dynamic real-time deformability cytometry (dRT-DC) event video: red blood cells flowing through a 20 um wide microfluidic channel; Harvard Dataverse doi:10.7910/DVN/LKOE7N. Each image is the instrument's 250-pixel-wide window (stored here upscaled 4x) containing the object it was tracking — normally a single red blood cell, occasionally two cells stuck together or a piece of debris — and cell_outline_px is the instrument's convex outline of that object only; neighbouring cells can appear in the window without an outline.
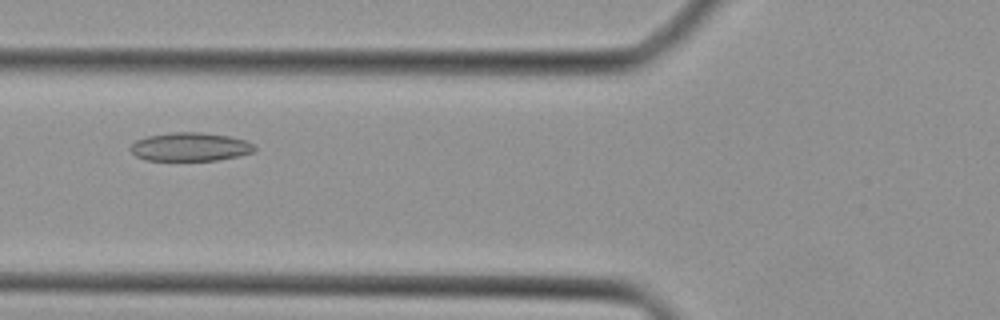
{"species": "Egyptian fruit bat (a non-hibernating species)", "species_latin": "Rousettus aegyptiacus", "temperature_condition": "cold", "stored_images_in_passage": 6, "camera_frame_rate_fps": 3000, "um_per_image_px": 0.085, "animal": {"sex": "female"}, "frame": {"image": 1, "passage_image": 5, "time_ms": 5.667, "image_size_px": [1000, 320], "cell_outline_px": [[256, 152], [216, 160], [144, 160], [136, 156], [128, 148], [136, 140], [148, 136], [172, 132], [200, 132], [228, 136], [248, 140], [256, 148]], "centroid_in_image_um": [16.17, 12.48], "position_along_channel_um": 109.6, "area_um2": 20.63}}
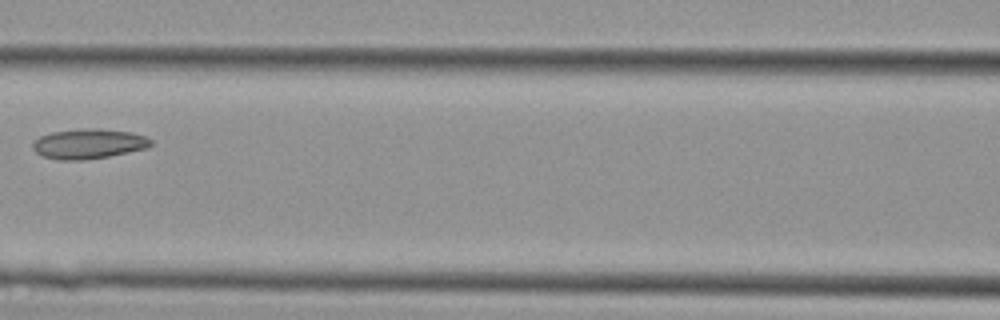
{"frame": {"image": 2, "passage_image": 6, "time_ms": 6.667, "image_size_px": [1000, 320], "cell_outline_px": [[152, 144], [148, 148], [108, 156], [84, 160], [56, 160], [44, 156], [36, 152], [32, 148], [32, 144], [40, 136], [52, 132], [84, 128], [100, 128], [132, 132], [144, 136], [152, 140]], "centroid_in_image_um": [7.54, 12.22], "position_along_channel_um": 159.1, "area_um2": 20.63}}